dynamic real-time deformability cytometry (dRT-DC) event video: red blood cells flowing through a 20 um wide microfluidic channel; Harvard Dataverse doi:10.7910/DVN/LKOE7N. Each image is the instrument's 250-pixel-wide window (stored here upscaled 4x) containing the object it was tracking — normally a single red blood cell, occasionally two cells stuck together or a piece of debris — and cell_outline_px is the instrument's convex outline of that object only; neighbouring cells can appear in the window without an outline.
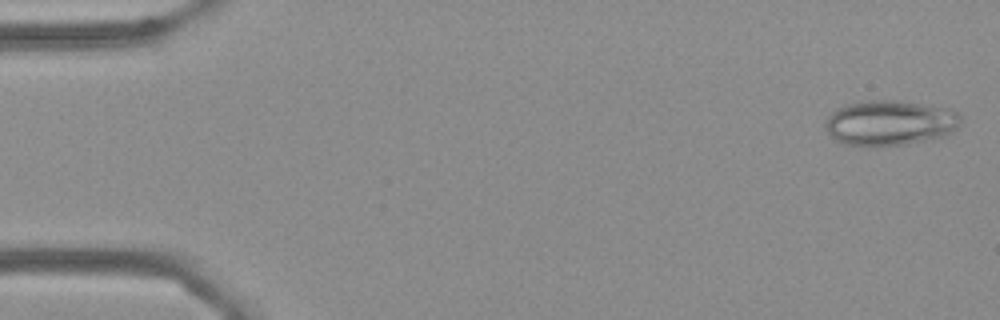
{"species": "Egyptian fruit bat (a non-hibernating species)", "species_latin": "Rousettus aegyptiacus", "temperature_condition": "cold", "stored_images_in_passage": 55, "camera_frame_rate_fps": 3000, "um_per_image_px": 0.085, "frame": {"image": 1, "passage_image": 2, "time_ms": 0.333, "image_size_px": [1000, 320], "cell_outline_px": [[960, 124], [956, 128], [944, 136], [908, 144], [868, 148], [844, 144], [836, 140], [828, 132], [824, 124], [828, 116], [836, 108], [844, 104], [860, 100], [896, 100], [948, 108], [960, 112]], "centroid_in_image_um": [75.6, 10.45], "position_along_channel_um": 9.4, "area_um2": 36.3}}
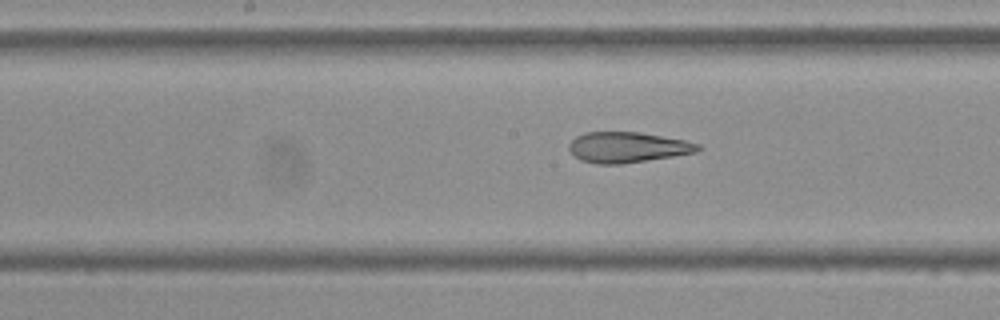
{"frame": {"image": 2, "passage_image": 28, "time_ms": 9.0, "image_size_px": [1000, 320], "cell_outline_px": [[700, 148], [696, 152], [672, 156], [620, 164], [596, 164], [580, 160], [568, 148], [568, 144], [576, 136], [584, 132], [640, 132], [684, 140], [700, 144]], "centroid_in_image_um": [53.3, 12.51], "position_along_channel_um": 194.9, "area_um2": 22.77}}
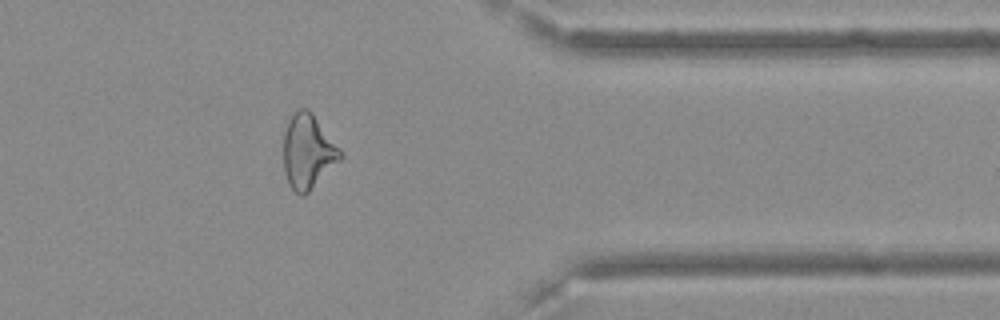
{"frame": {"image": 3, "passage_image": 45, "time_ms": 14.667, "image_size_px": [1000, 320], "cell_outline_px": [[344, 156], [304, 196], [300, 196], [288, 184], [284, 172], [284, 132], [288, 120], [292, 112], [296, 108], [308, 108], [312, 112], [340, 148]], "centroid_in_image_um": [26.16, 12.85], "position_along_channel_um": 385.2, "area_um2": 24.74}, "authors_computed_cell_mechanics": {"area_um2": 25.143, "velocity_mm_per_s": 3.627, "shape_relaxation_time_tau1_ms": null, "shape_relaxation_time_tau2_ms": 2.6936, "deformation_change_tau1": null, "deformation_change_tau2": 0.1164}}